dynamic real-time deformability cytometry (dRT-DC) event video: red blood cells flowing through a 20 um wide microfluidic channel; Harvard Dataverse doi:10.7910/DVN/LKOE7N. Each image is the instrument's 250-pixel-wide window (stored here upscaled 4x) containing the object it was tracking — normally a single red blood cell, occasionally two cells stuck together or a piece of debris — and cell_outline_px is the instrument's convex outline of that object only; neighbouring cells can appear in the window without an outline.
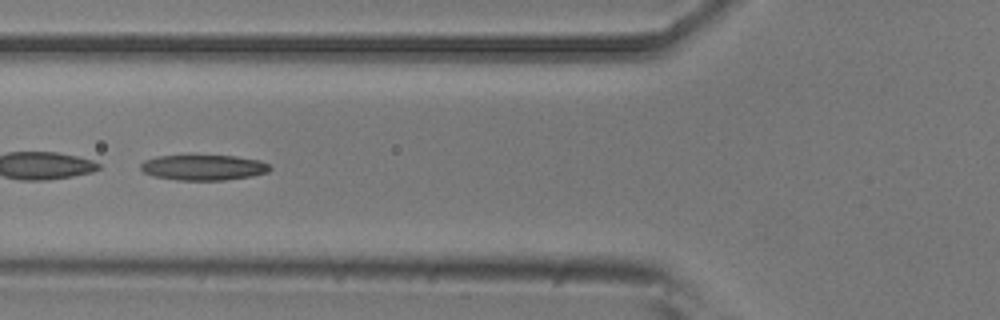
{"species": "common noctule bat (a hibernating species)", "species_latin": "Nyctalus noctula", "temperature_condition": "room temperature", "stored_images_in_passage": 5, "camera_frame_rate_fps": 3000, "um_per_image_px": 0.085, "animal": {"sex": "male", "body_mass_g": 20.5, "forearm_length_mm": 52.5}, "frame": {"image": 1, "passage_image": 5, "time_ms": 1.333, "image_size_px": [1000, 320], "cell_outline_px": [[272, 168], [268, 172], [252, 176], [224, 180], [176, 180], [152, 176], [144, 172], [140, 168], [140, 164], [144, 160], [156, 156], [236, 156], [260, 160], [268, 164]], "centroid_in_image_um": [17.29, 14.24], "position_along_channel_um": 108.5, "area_um2": 19.19}}